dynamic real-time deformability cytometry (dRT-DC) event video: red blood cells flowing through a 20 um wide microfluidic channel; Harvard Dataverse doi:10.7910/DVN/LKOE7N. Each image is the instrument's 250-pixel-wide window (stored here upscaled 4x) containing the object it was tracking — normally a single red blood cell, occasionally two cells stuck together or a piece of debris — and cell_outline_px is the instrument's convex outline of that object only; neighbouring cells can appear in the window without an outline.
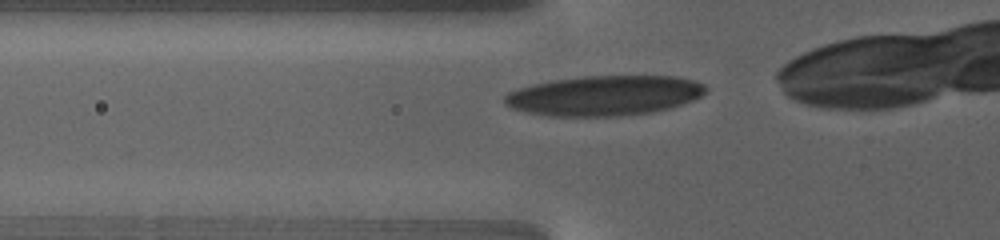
{"species": "human", "species_latin": "Homo sapiens", "temperature_condition": "warm", "stored_images_in_passage": 12, "camera_frame_rate_fps": 3000, "um_per_image_px": 0.085, "donor": {"sex": "female"}, "frame": {"image": 1, "passage_image": 5, "time_ms": 0.667, "image_size_px": [1000, 240], "cell_outline_px": [[708, 88], [700, 96], [692, 100], [668, 108], [652, 112], [616, 116], [552, 116], [528, 112], [512, 108], [504, 104], [504, 96], [508, 92], [532, 84], [556, 80], [584, 76], [676, 76], [696, 80], [704, 84]], "centroid_in_image_um": [51.38, 8.12], "position_along_channel_um": 74.4, "area_um2": 46.64}}
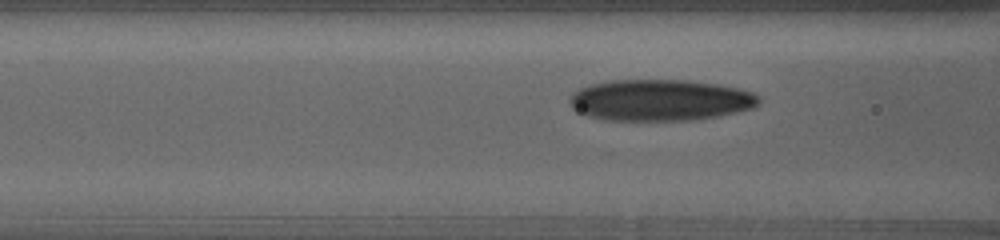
{"frame": {"image": 2, "passage_image": 9, "time_ms": 2.0, "image_size_px": [1000, 240], "cell_outline_px": [[760, 104], [752, 108], [720, 116], [692, 120], [612, 120], [592, 116], [576, 112], [572, 108], [572, 92], [576, 88], [588, 84], [608, 80], [688, 80], [720, 84], [752, 92], [760, 96]], "centroid_in_image_um": [56.13, 8.5], "position_along_channel_um": 110.5, "area_um2": 45.78}}